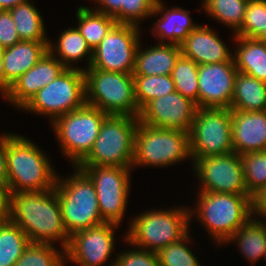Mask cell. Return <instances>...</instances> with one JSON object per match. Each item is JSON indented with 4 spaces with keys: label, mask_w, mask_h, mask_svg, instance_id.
<instances>
[{
    "label": "cell",
    "mask_w": 266,
    "mask_h": 266,
    "mask_svg": "<svg viewBox=\"0 0 266 266\" xmlns=\"http://www.w3.org/2000/svg\"><path fill=\"white\" fill-rule=\"evenodd\" d=\"M21 41L9 10H0V47L7 48Z\"/></svg>",
    "instance_id": "obj_40"
},
{
    "label": "cell",
    "mask_w": 266,
    "mask_h": 266,
    "mask_svg": "<svg viewBox=\"0 0 266 266\" xmlns=\"http://www.w3.org/2000/svg\"><path fill=\"white\" fill-rule=\"evenodd\" d=\"M4 50L5 48L0 47V91L2 92V96L5 97V74L3 67Z\"/></svg>",
    "instance_id": "obj_45"
},
{
    "label": "cell",
    "mask_w": 266,
    "mask_h": 266,
    "mask_svg": "<svg viewBox=\"0 0 266 266\" xmlns=\"http://www.w3.org/2000/svg\"><path fill=\"white\" fill-rule=\"evenodd\" d=\"M190 239L187 234L180 241L169 244L165 248L160 249L156 254L160 266H200V262L192 250L185 245Z\"/></svg>",
    "instance_id": "obj_37"
},
{
    "label": "cell",
    "mask_w": 266,
    "mask_h": 266,
    "mask_svg": "<svg viewBox=\"0 0 266 266\" xmlns=\"http://www.w3.org/2000/svg\"><path fill=\"white\" fill-rule=\"evenodd\" d=\"M76 167L93 182L102 219L119 225L128 201L131 168L107 165Z\"/></svg>",
    "instance_id": "obj_12"
},
{
    "label": "cell",
    "mask_w": 266,
    "mask_h": 266,
    "mask_svg": "<svg viewBox=\"0 0 266 266\" xmlns=\"http://www.w3.org/2000/svg\"><path fill=\"white\" fill-rule=\"evenodd\" d=\"M238 71L234 61L198 67V108H229Z\"/></svg>",
    "instance_id": "obj_17"
},
{
    "label": "cell",
    "mask_w": 266,
    "mask_h": 266,
    "mask_svg": "<svg viewBox=\"0 0 266 266\" xmlns=\"http://www.w3.org/2000/svg\"><path fill=\"white\" fill-rule=\"evenodd\" d=\"M180 55L181 47L171 43H161L142 51L138 45L133 75H171Z\"/></svg>",
    "instance_id": "obj_22"
},
{
    "label": "cell",
    "mask_w": 266,
    "mask_h": 266,
    "mask_svg": "<svg viewBox=\"0 0 266 266\" xmlns=\"http://www.w3.org/2000/svg\"><path fill=\"white\" fill-rule=\"evenodd\" d=\"M85 104L84 70L71 67L41 88L23 107V110L48 115L54 122L63 114L79 109Z\"/></svg>",
    "instance_id": "obj_9"
},
{
    "label": "cell",
    "mask_w": 266,
    "mask_h": 266,
    "mask_svg": "<svg viewBox=\"0 0 266 266\" xmlns=\"http://www.w3.org/2000/svg\"><path fill=\"white\" fill-rule=\"evenodd\" d=\"M49 42L21 40L4 50L5 96L12 84L32 68L48 51Z\"/></svg>",
    "instance_id": "obj_21"
},
{
    "label": "cell",
    "mask_w": 266,
    "mask_h": 266,
    "mask_svg": "<svg viewBox=\"0 0 266 266\" xmlns=\"http://www.w3.org/2000/svg\"><path fill=\"white\" fill-rule=\"evenodd\" d=\"M168 210L148 211L134 218L126 241L148 251L151 248L150 251L155 253L180 241L189 233L192 210L184 207Z\"/></svg>",
    "instance_id": "obj_7"
},
{
    "label": "cell",
    "mask_w": 266,
    "mask_h": 266,
    "mask_svg": "<svg viewBox=\"0 0 266 266\" xmlns=\"http://www.w3.org/2000/svg\"><path fill=\"white\" fill-rule=\"evenodd\" d=\"M29 0H0V10H9Z\"/></svg>",
    "instance_id": "obj_46"
},
{
    "label": "cell",
    "mask_w": 266,
    "mask_h": 266,
    "mask_svg": "<svg viewBox=\"0 0 266 266\" xmlns=\"http://www.w3.org/2000/svg\"><path fill=\"white\" fill-rule=\"evenodd\" d=\"M29 243L18 225L10 220L0 223V266H14Z\"/></svg>",
    "instance_id": "obj_30"
},
{
    "label": "cell",
    "mask_w": 266,
    "mask_h": 266,
    "mask_svg": "<svg viewBox=\"0 0 266 266\" xmlns=\"http://www.w3.org/2000/svg\"><path fill=\"white\" fill-rule=\"evenodd\" d=\"M66 69L54 54L47 51L32 68L12 84L5 98L22 109L41 88L55 80Z\"/></svg>",
    "instance_id": "obj_18"
},
{
    "label": "cell",
    "mask_w": 266,
    "mask_h": 266,
    "mask_svg": "<svg viewBox=\"0 0 266 266\" xmlns=\"http://www.w3.org/2000/svg\"><path fill=\"white\" fill-rule=\"evenodd\" d=\"M241 161L246 188L253 197L266 186V150L245 153Z\"/></svg>",
    "instance_id": "obj_34"
},
{
    "label": "cell",
    "mask_w": 266,
    "mask_h": 266,
    "mask_svg": "<svg viewBox=\"0 0 266 266\" xmlns=\"http://www.w3.org/2000/svg\"><path fill=\"white\" fill-rule=\"evenodd\" d=\"M232 145L239 155L266 150V112L231 110Z\"/></svg>",
    "instance_id": "obj_19"
},
{
    "label": "cell",
    "mask_w": 266,
    "mask_h": 266,
    "mask_svg": "<svg viewBox=\"0 0 266 266\" xmlns=\"http://www.w3.org/2000/svg\"><path fill=\"white\" fill-rule=\"evenodd\" d=\"M135 99L141 110L149 101L176 91L171 75H133Z\"/></svg>",
    "instance_id": "obj_31"
},
{
    "label": "cell",
    "mask_w": 266,
    "mask_h": 266,
    "mask_svg": "<svg viewBox=\"0 0 266 266\" xmlns=\"http://www.w3.org/2000/svg\"><path fill=\"white\" fill-rule=\"evenodd\" d=\"M46 156L27 138L7 133V186L10 193L55 188L57 174Z\"/></svg>",
    "instance_id": "obj_2"
},
{
    "label": "cell",
    "mask_w": 266,
    "mask_h": 266,
    "mask_svg": "<svg viewBox=\"0 0 266 266\" xmlns=\"http://www.w3.org/2000/svg\"><path fill=\"white\" fill-rule=\"evenodd\" d=\"M117 255L114 266H160L157 254L137 248Z\"/></svg>",
    "instance_id": "obj_39"
},
{
    "label": "cell",
    "mask_w": 266,
    "mask_h": 266,
    "mask_svg": "<svg viewBox=\"0 0 266 266\" xmlns=\"http://www.w3.org/2000/svg\"><path fill=\"white\" fill-rule=\"evenodd\" d=\"M165 11L161 14L163 16L154 23L156 34L161 39V43H165L163 40L168 39L167 41L171 40L169 43L180 46L186 36L198 25L192 23L189 12L183 8L174 7Z\"/></svg>",
    "instance_id": "obj_25"
},
{
    "label": "cell",
    "mask_w": 266,
    "mask_h": 266,
    "mask_svg": "<svg viewBox=\"0 0 266 266\" xmlns=\"http://www.w3.org/2000/svg\"><path fill=\"white\" fill-rule=\"evenodd\" d=\"M191 159L232 153L229 108H198L189 132Z\"/></svg>",
    "instance_id": "obj_10"
},
{
    "label": "cell",
    "mask_w": 266,
    "mask_h": 266,
    "mask_svg": "<svg viewBox=\"0 0 266 266\" xmlns=\"http://www.w3.org/2000/svg\"><path fill=\"white\" fill-rule=\"evenodd\" d=\"M101 6L94 11L113 17L117 24H122V4L123 0H95Z\"/></svg>",
    "instance_id": "obj_41"
},
{
    "label": "cell",
    "mask_w": 266,
    "mask_h": 266,
    "mask_svg": "<svg viewBox=\"0 0 266 266\" xmlns=\"http://www.w3.org/2000/svg\"><path fill=\"white\" fill-rule=\"evenodd\" d=\"M83 70L86 104L97 107L107 115L139 117L133 73L108 72L94 68Z\"/></svg>",
    "instance_id": "obj_5"
},
{
    "label": "cell",
    "mask_w": 266,
    "mask_h": 266,
    "mask_svg": "<svg viewBox=\"0 0 266 266\" xmlns=\"http://www.w3.org/2000/svg\"><path fill=\"white\" fill-rule=\"evenodd\" d=\"M69 179L57 180L55 190L61 206L63 223L70 236L98 226L102 219L96 190L90 178L78 167Z\"/></svg>",
    "instance_id": "obj_4"
},
{
    "label": "cell",
    "mask_w": 266,
    "mask_h": 266,
    "mask_svg": "<svg viewBox=\"0 0 266 266\" xmlns=\"http://www.w3.org/2000/svg\"><path fill=\"white\" fill-rule=\"evenodd\" d=\"M56 47V48H55ZM52 47V43H48V51L53 54L57 53L59 56L57 59L66 67L71 68L69 65L75 61H81L83 57L89 59L88 68L91 66L93 50L88 45L85 38L81 35L78 28H69L60 34L57 46ZM56 50H54V49Z\"/></svg>",
    "instance_id": "obj_27"
},
{
    "label": "cell",
    "mask_w": 266,
    "mask_h": 266,
    "mask_svg": "<svg viewBox=\"0 0 266 266\" xmlns=\"http://www.w3.org/2000/svg\"><path fill=\"white\" fill-rule=\"evenodd\" d=\"M76 15L79 20L77 28L92 50L117 24L113 17L89 9L86 6L79 7Z\"/></svg>",
    "instance_id": "obj_29"
},
{
    "label": "cell",
    "mask_w": 266,
    "mask_h": 266,
    "mask_svg": "<svg viewBox=\"0 0 266 266\" xmlns=\"http://www.w3.org/2000/svg\"><path fill=\"white\" fill-rule=\"evenodd\" d=\"M139 26L116 24L93 49L89 68L108 72L133 73L139 39Z\"/></svg>",
    "instance_id": "obj_13"
},
{
    "label": "cell",
    "mask_w": 266,
    "mask_h": 266,
    "mask_svg": "<svg viewBox=\"0 0 266 266\" xmlns=\"http://www.w3.org/2000/svg\"><path fill=\"white\" fill-rule=\"evenodd\" d=\"M138 117L107 115L90 152L76 166L131 167Z\"/></svg>",
    "instance_id": "obj_3"
},
{
    "label": "cell",
    "mask_w": 266,
    "mask_h": 266,
    "mask_svg": "<svg viewBox=\"0 0 266 266\" xmlns=\"http://www.w3.org/2000/svg\"><path fill=\"white\" fill-rule=\"evenodd\" d=\"M10 190L6 184H0V223L9 220Z\"/></svg>",
    "instance_id": "obj_42"
},
{
    "label": "cell",
    "mask_w": 266,
    "mask_h": 266,
    "mask_svg": "<svg viewBox=\"0 0 266 266\" xmlns=\"http://www.w3.org/2000/svg\"><path fill=\"white\" fill-rule=\"evenodd\" d=\"M266 218V186L252 197V213Z\"/></svg>",
    "instance_id": "obj_43"
},
{
    "label": "cell",
    "mask_w": 266,
    "mask_h": 266,
    "mask_svg": "<svg viewBox=\"0 0 266 266\" xmlns=\"http://www.w3.org/2000/svg\"><path fill=\"white\" fill-rule=\"evenodd\" d=\"M264 258H266V246H265V249H264Z\"/></svg>",
    "instance_id": "obj_47"
},
{
    "label": "cell",
    "mask_w": 266,
    "mask_h": 266,
    "mask_svg": "<svg viewBox=\"0 0 266 266\" xmlns=\"http://www.w3.org/2000/svg\"><path fill=\"white\" fill-rule=\"evenodd\" d=\"M9 220L18 225L30 242L54 244L60 241L62 251L70 241L63 223L55 188L42 192H18L10 195Z\"/></svg>",
    "instance_id": "obj_1"
},
{
    "label": "cell",
    "mask_w": 266,
    "mask_h": 266,
    "mask_svg": "<svg viewBox=\"0 0 266 266\" xmlns=\"http://www.w3.org/2000/svg\"><path fill=\"white\" fill-rule=\"evenodd\" d=\"M161 0H123L122 24L138 26V20L158 15L164 10Z\"/></svg>",
    "instance_id": "obj_38"
},
{
    "label": "cell",
    "mask_w": 266,
    "mask_h": 266,
    "mask_svg": "<svg viewBox=\"0 0 266 266\" xmlns=\"http://www.w3.org/2000/svg\"><path fill=\"white\" fill-rule=\"evenodd\" d=\"M235 36L252 39H264L266 37V0L248 1L244 21L235 32Z\"/></svg>",
    "instance_id": "obj_36"
},
{
    "label": "cell",
    "mask_w": 266,
    "mask_h": 266,
    "mask_svg": "<svg viewBox=\"0 0 266 266\" xmlns=\"http://www.w3.org/2000/svg\"><path fill=\"white\" fill-rule=\"evenodd\" d=\"M194 164L193 169L202 183L201 192L248 194L241 155L236 152L199 157Z\"/></svg>",
    "instance_id": "obj_14"
},
{
    "label": "cell",
    "mask_w": 266,
    "mask_h": 266,
    "mask_svg": "<svg viewBox=\"0 0 266 266\" xmlns=\"http://www.w3.org/2000/svg\"><path fill=\"white\" fill-rule=\"evenodd\" d=\"M197 109L194 102L174 91L149 101L138 118L144 125L190 132Z\"/></svg>",
    "instance_id": "obj_15"
},
{
    "label": "cell",
    "mask_w": 266,
    "mask_h": 266,
    "mask_svg": "<svg viewBox=\"0 0 266 266\" xmlns=\"http://www.w3.org/2000/svg\"><path fill=\"white\" fill-rule=\"evenodd\" d=\"M199 192L196 214L207 232L220 244L225 243L253 215L249 194Z\"/></svg>",
    "instance_id": "obj_6"
},
{
    "label": "cell",
    "mask_w": 266,
    "mask_h": 266,
    "mask_svg": "<svg viewBox=\"0 0 266 266\" xmlns=\"http://www.w3.org/2000/svg\"><path fill=\"white\" fill-rule=\"evenodd\" d=\"M239 46L233 59L238 72L266 83V40L234 36Z\"/></svg>",
    "instance_id": "obj_23"
},
{
    "label": "cell",
    "mask_w": 266,
    "mask_h": 266,
    "mask_svg": "<svg viewBox=\"0 0 266 266\" xmlns=\"http://www.w3.org/2000/svg\"><path fill=\"white\" fill-rule=\"evenodd\" d=\"M249 0H204L203 7L207 14L236 32L242 25Z\"/></svg>",
    "instance_id": "obj_33"
},
{
    "label": "cell",
    "mask_w": 266,
    "mask_h": 266,
    "mask_svg": "<svg viewBox=\"0 0 266 266\" xmlns=\"http://www.w3.org/2000/svg\"><path fill=\"white\" fill-rule=\"evenodd\" d=\"M198 67L193 60L182 54L177 59L171 77L175 89L184 97L194 102L198 107Z\"/></svg>",
    "instance_id": "obj_32"
},
{
    "label": "cell",
    "mask_w": 266,
    "mask_h": 266,
    "mask_svg": "<svg viewBox=\"0 0 266 266\" xmlns=\"http://www.w3.org/2000/svg\"><path fill=\"white\" fill-rule=\"evenodd\" d=\"M6 152L7 134H4L0 137V184H7Z\"/></svg>",
    "instance_id": "obj_44"
},
{
    "label": "cell",
    "mask_w": 266,
    "mask_h": 266,
    "mask_svg": "<svg viewBox=\"0 0 266 266\" xmlns=\"http://www.w3.org/2000/svg\"><path fill=\"white\" fill-rule=\"evenodd\" d=\"M106 116L97 107L85 104L52 123L63 153L75 166L90 152Z\"/></svg>",
    "instance_id": "obj_11"
},
{
    "label": "cell",
    "mask_w": 266,
    "mask_h": 266,
    "mask_svg": "<svg viewBox=\"0 0 266 266\" xmlns=\"http://www.w3.org/2000/svg\"><path fill=\"white\" fill-rule=\"evenodd\" d=\"M117 226L104 222L73 234L65 250V258L80 266H103L114 249V229ZM114 264L115 261L110 266Z\"/></svg>",
    "instance_id": "obj_16"
},
{
    "label": "cell",
    "mask_w": 266,
    "mask_h": 266,
    "mask_svg": "<svg viewBox=\"0 0 266 266\" xmlns=\"http://www.w3.org/2000/svg\"><path fill=\"white\" fill-rule=\"evenodd\" d=\"M266 108V83L238 72L235 78L231 110L264 111Z\"/></svg>",
    "instance_id": "obj_24"
},
{
    "label": "cell",
    "mask_w": 266,
    "mask_h": 266,
    "mask_svg": "<svg viewBox=\"0 0 266 266\" xmlns=\"http://www.w3.org/2000/svg\"><path fill=\"white\" fill-rule=\"evenodd\" d=\"M250 217L227 241H236L240 250L253 263L264 256L266 246V222Z\"/></svg>",
    "instance_id": "obj_26"
},
{
    "label": "cell",
    "mask_w": 266,
    "mask_h": 266,
    "mask_svg": "<svg viewBox=\"0 0 266 266\" xmlns=\"http://www.w3.org/2000/svg\"><path fill=\"white\" fill-rule=\"evenodd\" d=\"M63 255L52 244L30 242L14 266H63Z\"/></svg>",
    "instance_id": "obj_35"
},
{
    "label": "cell",
    "mask_w": 266,
    "mask_h": 266,
    "mask_svg": "<svg viewBox=\"0 0 266 266\" xmlns=\"http://www.w3.org/2000/svg\"><path fill=\"white\" fill-rule=\"evenodd\" d=\"M180 47L181 54L198 65L234 61L233 53L208 26L198 25Z\"/></svg>",
    "instance_id": "obj_20"
},
{
    "label": "cell",
    "mask_w": 266,
    "mask_h": 266,
    "mask_svg": "<svg viewBox=\"0 0 266 266\" xmlns=\"http://www.w3.org/2000/svg\"><path fill=\"white\" fill-rule=\"evenodd\" d=\"M20 40L49 42L42 16L29 1L9 9Z\"/></svg>",
    "instance_id": "obj_28"
},
{
    "label": "cell",
    "mask_w": 266,
    "mask_h": 266,
    "mask_svg": "<svg viewBox=\"0 0 266 266\" xmlns=\"http://www.w3.org/2000/svg\"><path fill=\"white\" fill-rule=\"evenodd\" d=\"M191 158L189 132L138 123L132 166H168Z\"/></svg>",
    "instance_id": "obj_8"
}]
</instances>
